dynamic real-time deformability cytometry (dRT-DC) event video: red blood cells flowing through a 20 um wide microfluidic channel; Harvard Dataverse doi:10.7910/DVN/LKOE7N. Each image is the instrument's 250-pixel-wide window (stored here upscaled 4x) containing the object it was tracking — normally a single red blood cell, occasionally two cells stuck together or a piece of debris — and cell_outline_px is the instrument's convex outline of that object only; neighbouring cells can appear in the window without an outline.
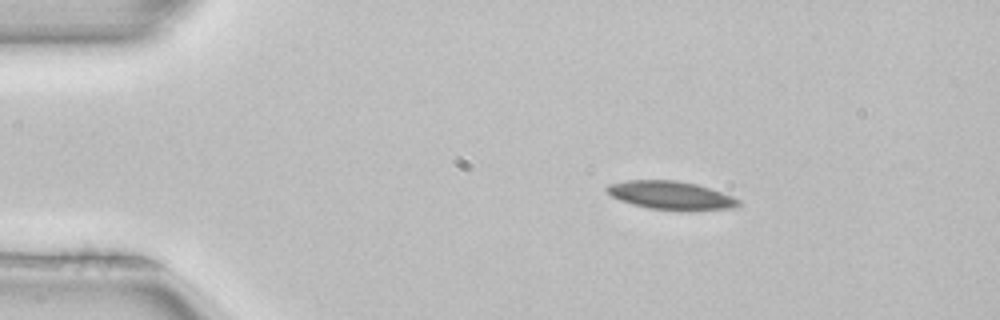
{"species": "common noctule bat (a hibernating species)", "species_latin": "Nyctalus noctula", "temperature_condition": "room temperature", "stored_images_in_passage": 4, "camera_frame_rate_fps": 3000, "um_per_image_px": 0.085, "animal": {"sex": "female", "body_mass_g": 22.7, "forearm_length_mm": 54.2}, "frame": {"image": 1, "passage_image": 2, "time_ms": 0.333, "image_size_px": [1000, 320], "cell_outline_px": [[740, 204], [736, 208], [692, 212], [680, 212], [648, 208], [632, 204], [620, 200], [612, 196], [604, 188], [608, 184], [628, 180], [676, 180], [696, 184], [732, 196], [740, 200]], "centroid_in_image_um": [57.06, 16.64], "position_along_channel_um": 27.9, "area_um2": 22.25}}
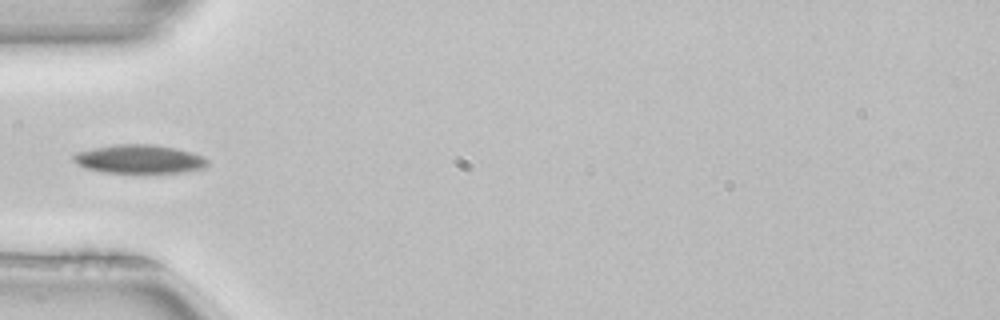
{"frame": {"image": 2, "passage_image": 4, "time_ms": 1.0, "image_size_px": [1000, 320], "cell_outline_px": [[208, 164], [204, 168], [184, 172], [104, 172], [84, 168], [76, 164], [72, 160], [72, 156], [76, 152], [116, 144], [152, 144], [176, 148], [192, 152], [208, 160]], "centroid_in_image_um": [11.82, 13.52], "position_along_channel_um": 73.2, "area_um2": 22.25}}